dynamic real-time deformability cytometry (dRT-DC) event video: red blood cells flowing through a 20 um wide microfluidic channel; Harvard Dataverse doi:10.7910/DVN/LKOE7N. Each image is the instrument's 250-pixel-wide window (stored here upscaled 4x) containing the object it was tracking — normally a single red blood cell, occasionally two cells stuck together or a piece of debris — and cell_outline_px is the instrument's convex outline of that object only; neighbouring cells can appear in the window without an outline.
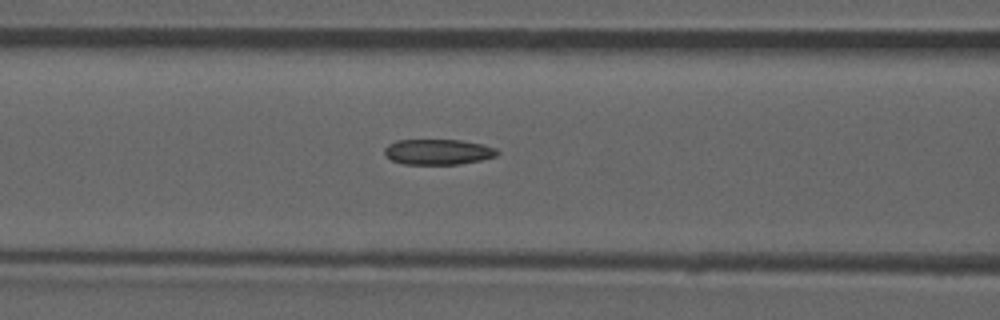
{"species": "common noctule bat (a hibernating species)", "species_latin": "Nyctalus noctula", "temperature_condition": "room temperature", "stored_images_in_passage": 45, "camera_frame_rate_fps": 3000, "um_per_image_px": 0.085, "animal": {"sex": "male", "forearm_length_mm": 52.5}, "frame": {"image": 1, "passage_image": 14, "time_ms": 4.333, "image_size_px": [1000, 320], "cell_outline_px": [[500, 152], [496, 156], [480, 160], [460, 164], [404, 164], [392, 160], [384, 152], [384, 148], [388, 144], [396, 140], [460, 140], [480, 144], [496, 148]], "centroid_in_image_um": [37.23, 12.91], "position_along_channel_um": 129.4, "area_um2": 16.65}, "authors_computed_cell_mechanics": {"area_um2": 16.9932, "velocity_mm_per_s": 3.9112, "shape_relaxation_time_tau1_ms": null, "shape_relaxation_time_tau2_ms": 7.0655, "deformation_change_tau1": null, "deformation_change_tau2": 0.1533}}